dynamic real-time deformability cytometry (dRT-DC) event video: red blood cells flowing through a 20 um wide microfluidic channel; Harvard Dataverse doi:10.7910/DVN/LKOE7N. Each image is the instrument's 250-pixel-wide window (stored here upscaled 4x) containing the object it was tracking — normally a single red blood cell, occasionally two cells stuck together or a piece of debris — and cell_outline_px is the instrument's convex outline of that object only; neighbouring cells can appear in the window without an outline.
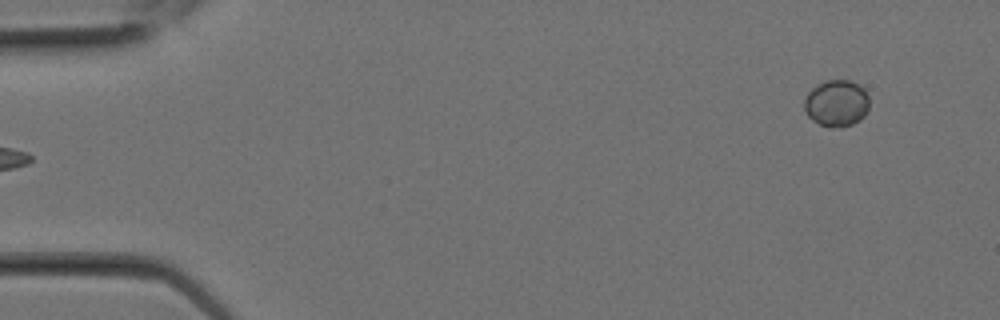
{"species": "Egyptian fruit bat (a non-hibernating species)", "species_latin": "Rousettus aegyptiacus", "temperature_condition": "room temperature", "stored_images_in_passage": 3, "camera_frame_rate_fps": 3000, "um_per_image_px": 0.085, "animal": {"sex": "female"}, "frame": {"image": 1, "passage_image": 3, "time_ms": 0.667, "image_size_px": [1000, 320], "cell_outline_px": [[868, 108], [864, 116], [860, 120], [852, 124], [832, 128], [820, 124], [812, 120], [808, 116], [804, 108], [804, 100], [808, 92], [816, 84], [824, 80], [848, 80], [864, 88], [868, 96]], "centroid_in_image_um": [71.09, 8.77], "position_along_channel_um": 13.9, "area_um2": 17.69}}